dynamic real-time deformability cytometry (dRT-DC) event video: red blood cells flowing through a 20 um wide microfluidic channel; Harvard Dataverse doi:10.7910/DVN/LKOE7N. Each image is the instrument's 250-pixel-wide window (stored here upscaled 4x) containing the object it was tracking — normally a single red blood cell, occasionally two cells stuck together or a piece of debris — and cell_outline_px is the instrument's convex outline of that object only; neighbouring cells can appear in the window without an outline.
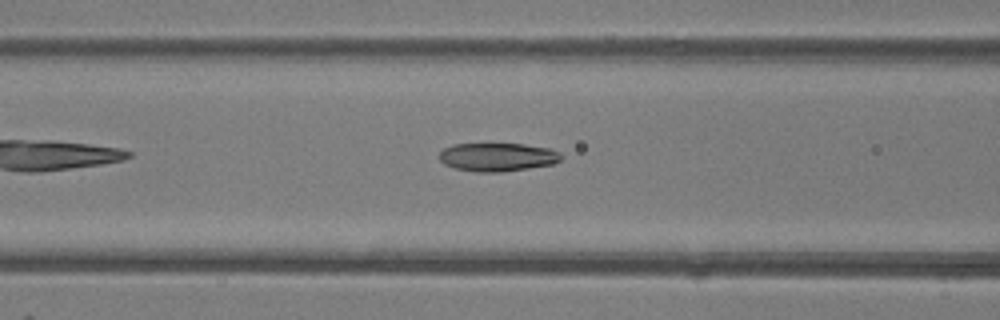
{"species": "common noctule bat (a hibernating species)", "species_latin": "Nyctalus noctula", "temperature_condition": "room temperature", "stored_images_in_passage": 11, "camera_frame_rate_fps": 3000, "um_per_image_px": 0.085, "animal": {"sex": "female"}, "frame": {"image": 1, "passage_image": 8, "time_ms": 2.333, "image_size_px": [1000, 320], "cell_outline_px": [[564, 156], [560, 160], [552, 164], [528, 168], [500, 172], [476, 172], [456, 168], [444, 164], [440, 160], [440, 152], [444, 148], [452, 144], [524, 144], [552, 148], [560, 152]], "centroid_in_image_um": [42.32, 13.34], "position_along_channel_um": 124.3, "area_um2": 20.23}}
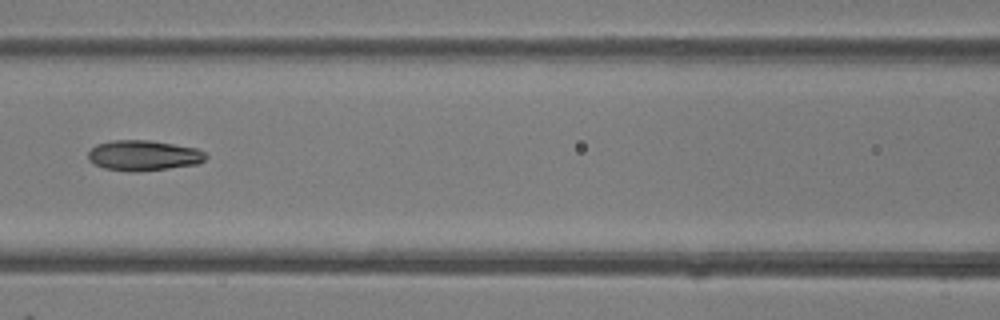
{"frame": {"image": 2, "passage_image": 10, "time_ms": 3.0, "image_size_px": [1000, 320], "cell_outline_px": [[208, 156], [204, 160], [196, 164], [168, 168], [136, 172], [132, 172], [104, 168], [88, 160], [88, 152], [96, 144], [112, 140], [148, 140], [196, 148], [204, 152]], "centroid_in_image_um": [12.17, 13.21], "position_along_channel_um": 154.4, "area_um2": 20.69}}